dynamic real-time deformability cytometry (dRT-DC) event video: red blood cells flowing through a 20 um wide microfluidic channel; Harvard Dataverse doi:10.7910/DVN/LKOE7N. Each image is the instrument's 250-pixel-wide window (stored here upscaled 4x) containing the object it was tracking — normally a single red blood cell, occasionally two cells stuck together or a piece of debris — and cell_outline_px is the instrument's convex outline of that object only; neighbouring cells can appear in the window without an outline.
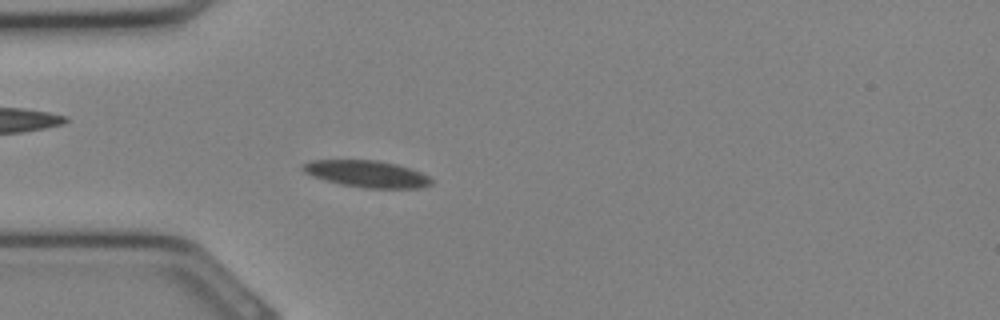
{"species": "Egyptian fruit bat (a non-hibernating species)", "species_latin": "Rousettus aegyptiacus", "temperature_condition": "cold", "stored_images_in_passage": 33, "camera_frame_rate_fps": 3000, "um_per_image_px": 0.085, "animal": {"sex": "female"}, "frame": {"image": 1, "passage_image": 9, "time_ms": 2.667, "image_size_px": [1000, 320], "cell_outline_px": [[432, 184], [424, 188], [364, 188], [340, 184], [304, 172], [300, 168], [304, 164], [312, 160], [380, 160], [412, 168], [428, 176], [432, 180]], "centroid_in_image_um": [31.25, 14.78], "position_along_channel_um": 53.8, "area_um2": 20.0}}
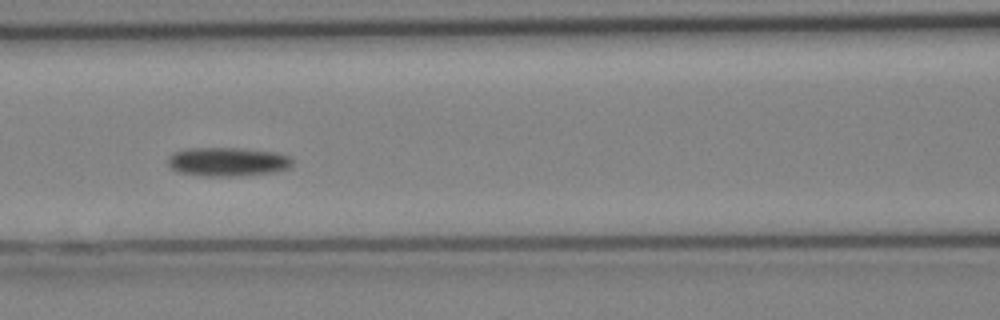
{"frame": {"image": 2, "passage_image": 14, "time_ms": 4.333, "image_size_px": [1000, 320], "cell_outline_px": [[292, 164], [288, 168], [276, 172], [240, 176], [204, 176], [176, 172], [168, 164], [168, 156], [172, 152], [188, 148], [244, 148], [276, 152], [292, 156]], "centroid_in_image_um": [19.35, 13.75], "position_along_channel_um": 147.2, "area_um2": 21.33}}
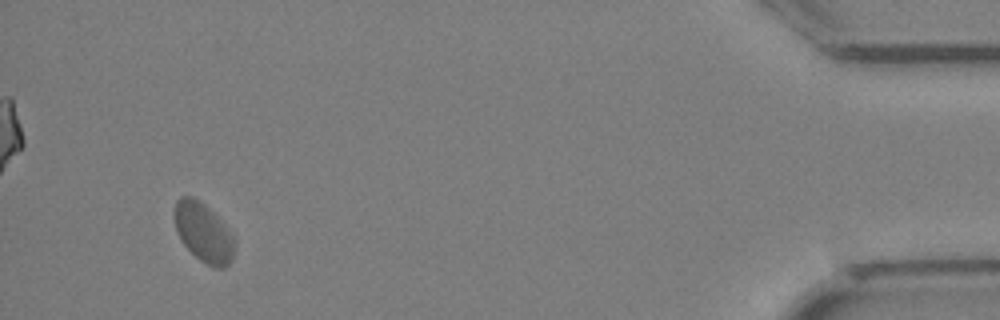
{"frame": {"image": 3, "passage_image": 31, "time_ms": 10.0, "image_size_px": [1000, 320], "cell_outline_px": [[236, 240], [232, 260], [224, 268], [216, 268], [200, 260], [180, 240], [176, 232], [172, 216], [172, 212], [176, 200], [180, 196], [192, 196], [204, 204], [224, 224]], "centroid_in_image_um": [17.26, 19.74], "position_along_channel_um": 417.9, "area_um2": 20.87}}